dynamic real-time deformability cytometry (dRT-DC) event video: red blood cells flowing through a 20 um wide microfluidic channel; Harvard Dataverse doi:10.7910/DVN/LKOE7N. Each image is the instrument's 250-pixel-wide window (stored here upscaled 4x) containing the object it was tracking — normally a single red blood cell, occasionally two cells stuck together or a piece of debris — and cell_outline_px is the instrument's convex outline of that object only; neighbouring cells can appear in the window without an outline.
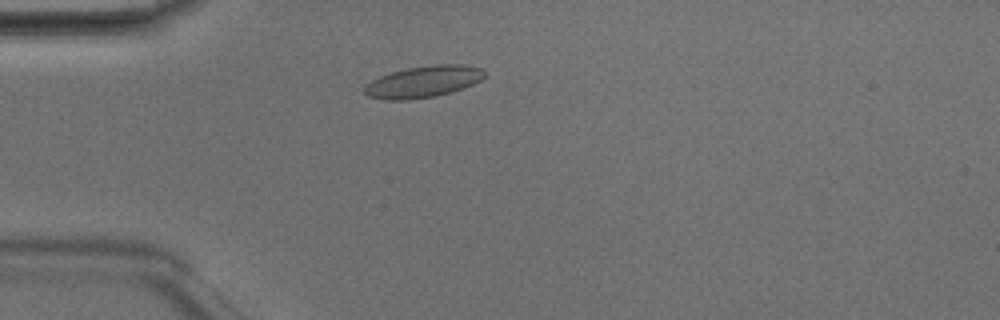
{"species": "Egyptian fruit bat (a non-hibernating species)", "species_latin": "Rousettus aegyptiacus", "temperature_condition": "room temperature", "stored_images_in_passage": 43, "camera_frame_rate_fps": 3000, "um_per_image_px": 0.085, "animal": {"sex": "male"}, "frame": {"image": 1, "passage_image": 8, "time_ms": 2.333, "image_size_px": [1000, 320], "cell_outline_px": [[484, 76], [480, 80], [464, 88], [452, 92], [436, 96], [408, 100], [384, 100], [368, 96], [364, 92], [364, 88], [372, 80], [380, 76], [392, 72], [408, 68], [436, 64], [460, 64], [484, 68]], "centroid_in_image_um": [36.0, 6.95], "position_along_channel_um": 49.0, "area_um2": 22.08}}
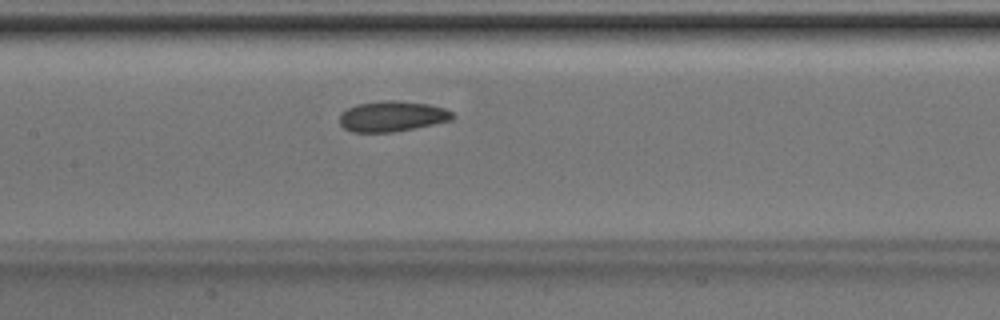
{"frame": {"image": 2, "passage_image": 18, "time_ms": 5.667, "image_size_px": [1000, 320], "cell_outline_px": [[456, 116], [452, 120], [416, 128], [392, 132], [352, 132], [344, 128], [340, 124], [340, 112], [356, 104], [384, 100], [396, 100], [428, 104], [444, 108], [452, 112]], "centroid_in_image_um": [33.33, 9.88], "position_along_channel_um": 174.1, "area_um2": 20.23}}
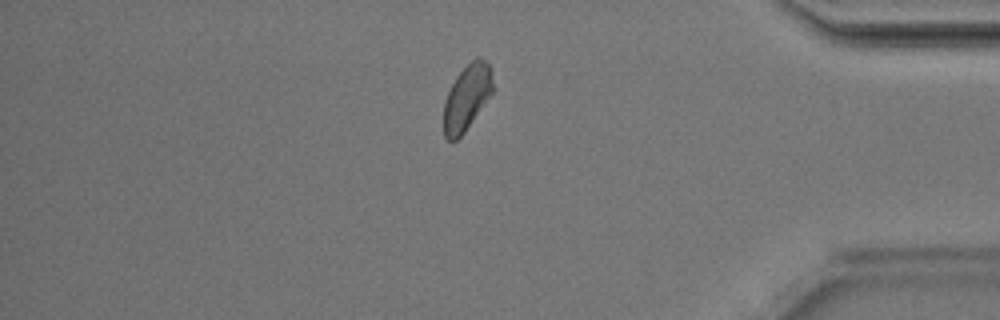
{"frame": {"image": 3, "passage_image": 36, "time_ms": 11.667, "image_size_px": [1000, 320], "cell_outline_px": [[492, 92], [464, 132], [456, 140], [448, 140], [444, 136], [444, 100], [456, 76], [476, 56], [480, 56], [492, 68]], "centroid_in_image_um": [39.67, 8.26], "position_along_channel_um": 395.5, "area_um2": 18.44}, "authors_computed_cell_mechanics": {"area_um2": 19.9988, "velocity_mm_per_s": 4.1614, "shape_relaxation_time_tau1_ms": 3.7074, "shape_relaxation_time_tau2_ms": 2.6935, "deformation_change_tau1": 0.0741, "deformation_change_tau2": 0.0777}}